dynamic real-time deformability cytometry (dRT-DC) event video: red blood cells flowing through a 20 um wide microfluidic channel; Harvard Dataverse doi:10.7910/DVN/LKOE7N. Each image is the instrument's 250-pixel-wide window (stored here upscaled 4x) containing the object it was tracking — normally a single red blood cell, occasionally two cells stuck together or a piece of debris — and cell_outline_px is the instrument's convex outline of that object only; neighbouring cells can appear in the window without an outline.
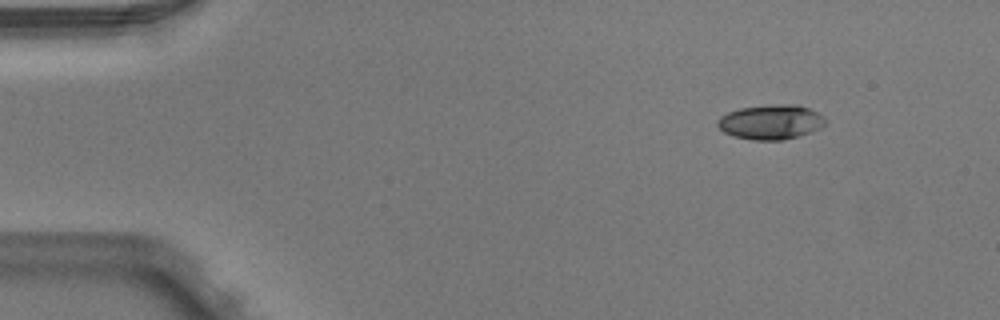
{"species": "Egyptian fruit bat (a non-hibernating species)", "species_latin": "Rousettus aegyptiacus", "temperature_condition": "warm", "stored_images_in_passage": 6, "camera_frame_rate_fps": 3000, "um_per_image_px": 0.085, "animal": {"sex": "male"}, "frame": {"image": 1, "passage_image": 2, "time_ms": 0.333, "image_size_px": [1000, 320], "cell_outline_px": [[828, 120], [820, 128], [812, 132], [784, 140], [756, 140], [732, 136], [724, 132], [716, 124], [716, 120], [720, 116], [728, 112], [740, 108], [768, 104], [796, 104], [808, 108], [824, 116]], "centroid_in_image_um": [65.52, 10.36], "position_along_channel_um": 19.5, "area_um2": 22.02}}